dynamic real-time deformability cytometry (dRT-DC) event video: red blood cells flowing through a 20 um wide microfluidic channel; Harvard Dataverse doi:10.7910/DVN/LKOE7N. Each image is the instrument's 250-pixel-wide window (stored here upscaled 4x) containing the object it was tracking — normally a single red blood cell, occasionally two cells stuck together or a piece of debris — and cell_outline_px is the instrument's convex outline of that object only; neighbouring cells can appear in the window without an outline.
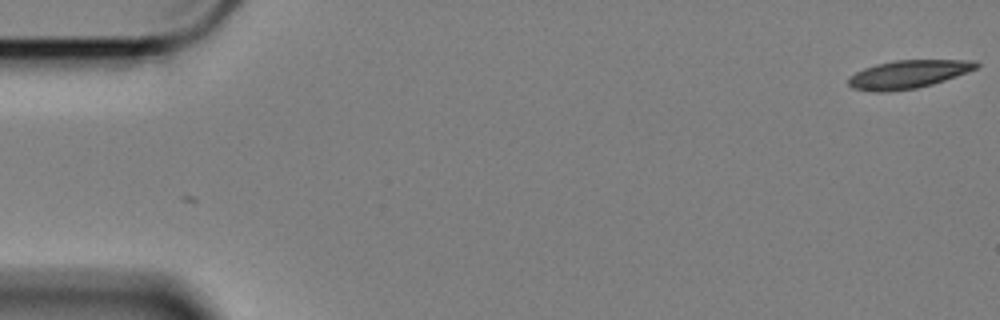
{"species": "Egyptian fruit bat (a non-hibernating species)", "species_latin": "Rousettus aegyptiacus", "temperature_condition": "cold", "stored_images_in_passage": 19, "camera_frame_rate_fps": 3000, "um_per_image_px": 0.085, "animal": {"sex": "female"}, "frame": {"image": 1, "passage_image": 1, "time_ms": 0.0, "image_size_px": [1000, 320], "cell_outline_px": [[980, 64], [976, 68], [956, 76], [932, 84], [916, 88], [892, 92], [876, 92], [852, 88], [848, 84], [848, 80], [856, 72], [864, 68], [876, 64], [896, 60], [972, 60]], "centroid_in_image_um": [77.17, 6.32], "position_along_channel_um": 7.8, "area_um2": 20.81}}